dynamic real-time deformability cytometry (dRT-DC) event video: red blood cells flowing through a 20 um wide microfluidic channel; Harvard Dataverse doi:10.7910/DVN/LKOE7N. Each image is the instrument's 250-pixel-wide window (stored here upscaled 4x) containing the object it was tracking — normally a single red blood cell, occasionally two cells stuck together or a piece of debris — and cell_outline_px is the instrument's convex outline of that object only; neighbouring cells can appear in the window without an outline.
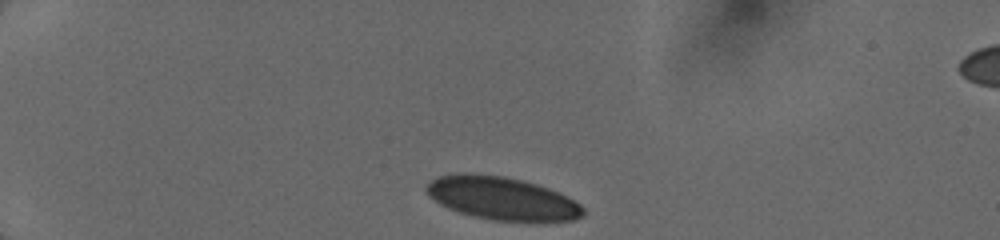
{"species": "human", "species_latin": "Homo sapiens", "temperature_condition": "cold", "stored_images_in_passage": 14, "camera_frame_rate_fps": 3000, "um_per_image_px": 0.085, "donor": {"sex": "female"}, "frame": {"image": 1, "passage_image": 1, "time_ms": 0.0, "image_size_px": [1000, 240], "cell_outline_px": [[584, 216], [572, 220], [492, 220], [472, 216], [448, 208], [440, 204], [428, 196], [424, 188], [436, 176], [504, 176], [536, 184], [548, 188], [568, 196], [580, 204], [584, 208]], "centroid_in_image_um": [42.7, 16.89], "position_along_channel_um": 42.3, "area_um2": 38.09}}
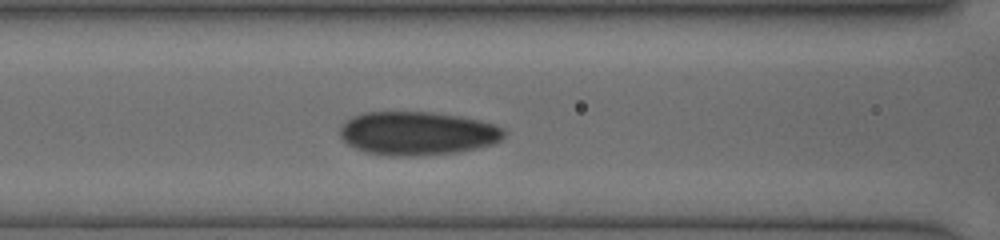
{"frame": {"image": 2, "passage_image": 11, "time_ms": 3.667, "image_size_px": [1000, 240], "cell_outline_px": [[508, 132], [500, 140], [492, 144], [476, 148], [456, 152], [412, 156], [388, 156], [364, 152], [348, 144], [340, 136], [340, 128], [352, 116], [364, 112], [428, 112], [460, 116], [480, 120], [504, 128]], "centroid_in_image_um": [35.48, 11.33], "position_along_channel_um": 131.1, "area_um2": 41.62}}
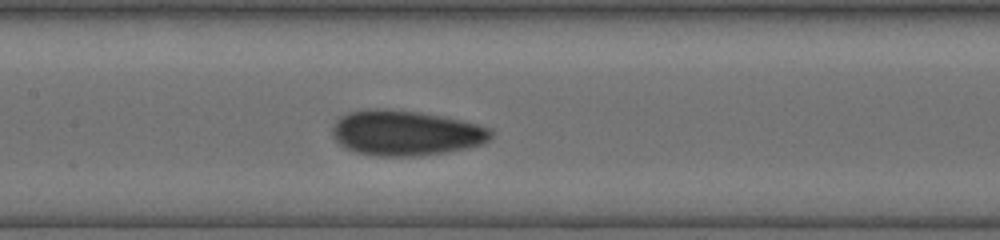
{"frame": {"image": 3, "passage_image": 14, "time_ms": 4.667, "image_size_px": [1000, 240], "cell_outline_px": [[492, 136], [484, 144], [468, 148], [444, 152], [416, 156], [376, 156], [356, 152], [344, 148], [332, 136], [332, 128], [336, 120], [340, 116], [348, 112], [368, 108], [388, 108], [420, 112], [444, 116], [492, 128]], "centroid_in_image_um": [34.47, 11.29], "position_along_channel_um": 172.9, "area_um2": 42.19}}